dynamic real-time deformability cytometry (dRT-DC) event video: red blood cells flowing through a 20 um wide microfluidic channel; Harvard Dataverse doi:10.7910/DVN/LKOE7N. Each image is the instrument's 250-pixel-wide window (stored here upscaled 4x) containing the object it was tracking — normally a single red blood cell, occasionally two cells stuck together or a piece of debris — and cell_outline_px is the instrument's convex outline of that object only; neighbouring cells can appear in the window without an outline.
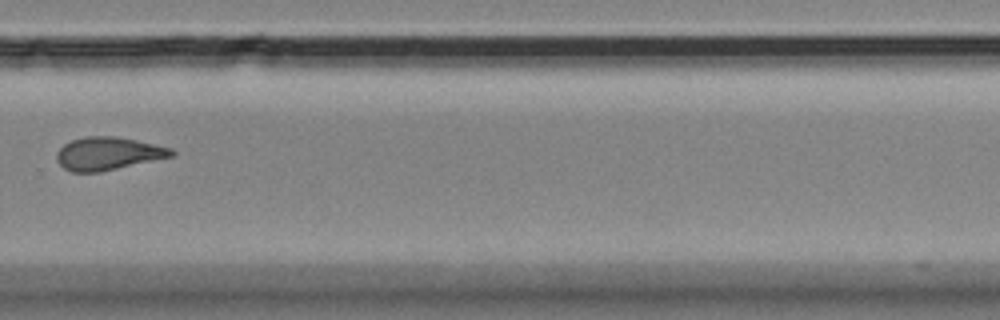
{"species": "Egyptian fruit bat (a non-hibernating species)", "species_latin": "Rousettus aegyptiacus", "temperature_condition": "room temperature", "stored_images_in_passage": 12, "camera_frame_rate_fps": 3000, "um_per_image_px": 0.085, "animal": {"sex": "female"}, "frame": {"image": 1, "passage_image": 12, "time_ms": 13.333, "image_size_px": [1000, 320], "cell_outline_px": [[176, 156], [100, 172], [72, 172], [64, 168], [56, 160], [56, 152], [64, 144], [72, 140], [84, 136], [112, 136], [136, 140], [172, 148], [176, 152]], "centroid_in_image_um": [9.21, 13.06], "position_along_channel_um": 320.6, "area_um2": 22.2}}